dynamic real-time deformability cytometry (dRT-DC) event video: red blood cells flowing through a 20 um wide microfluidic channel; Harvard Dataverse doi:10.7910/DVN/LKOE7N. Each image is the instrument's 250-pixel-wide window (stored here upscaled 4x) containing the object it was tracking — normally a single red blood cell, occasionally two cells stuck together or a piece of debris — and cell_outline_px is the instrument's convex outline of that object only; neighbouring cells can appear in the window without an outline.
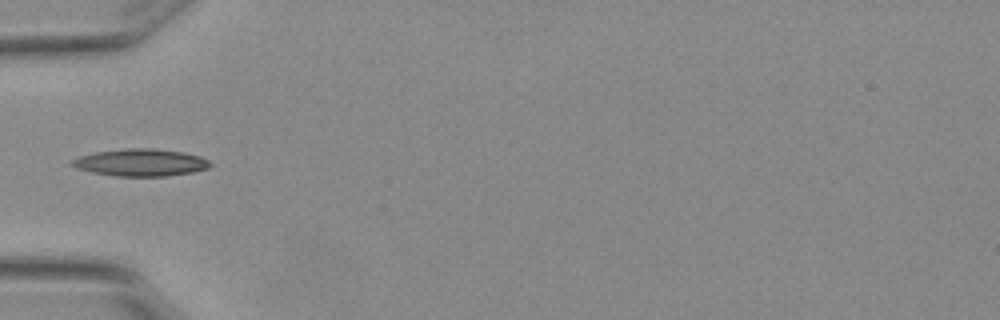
{"species": "Egyptian fruit bat (a non-hibernating species)", "species_latin": "Rousettus aegyptiacus", "temperature_condition": "warm", "stored_images_in_passage": 5, "camera_frame_rate_fps": 3000, "um_per_image_px": 0.085, "animal": {"sex": "female"}, "frame": {"image": 1, "passage_image": 5, "time_ms": 1.333, "image_size_px": [1000, 320], "cell_outline_px": [[212, 164], [208, 168], [192, 172], [164, 176], [116, 176], [92, 172], [76, 168], [72, 164], [72, 160], [80, 156], [96, 152], [124, 148], [152, 148], [184, 152], [200, 156], [208, 160]], "centroid_in_image_um": [11.98, 13.81], "position_along_channel_um": 73.0, "area_um2": 21.79}}